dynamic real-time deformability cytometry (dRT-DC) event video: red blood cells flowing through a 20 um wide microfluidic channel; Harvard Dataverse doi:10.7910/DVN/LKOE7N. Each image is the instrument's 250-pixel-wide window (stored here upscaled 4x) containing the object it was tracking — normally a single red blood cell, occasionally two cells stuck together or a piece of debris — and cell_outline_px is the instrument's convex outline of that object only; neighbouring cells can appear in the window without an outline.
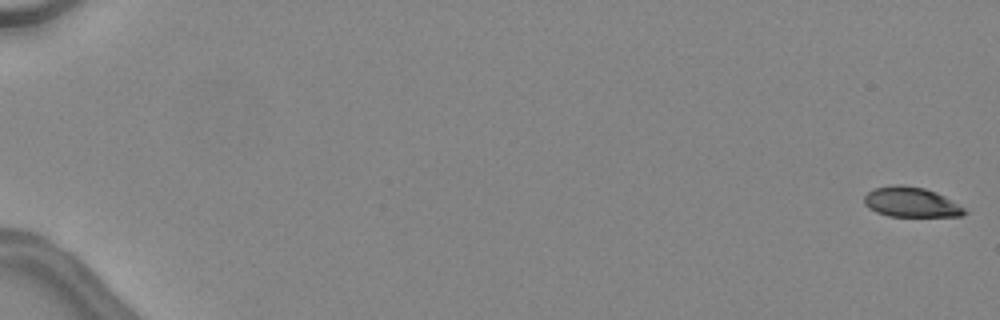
{"species": "common noctule bat (a hibernating species)", "species_latin": "Nyctalus noctula", "temperature_condition": "warm", "stored_images_in_passage": 48, "camera_frame_rate_fps": 3000, "um_per_image_px": 0.085, "animal": {"sex": "female", "body_mass_g": 24.6, "forearm_length_mm": 56.2}, "frame": {"image": 1, "passage_image": 1, "time_ms": 0.0, "image_size_px": [1000, 320], "cell_outline_px": [[968, 212], [960, 216], [888, 216], [876, 212], [868, 208], [864, 204], [864, 196], [868, 192], [876, 188], [896, 184], [900, 184], [924, 188], [936, 192], [944, 196], [964, 208]], "centroid_in_image_um": [77.42, 17.18], "position_along_channel_um": 7.6, "area_um2": 17.4}}
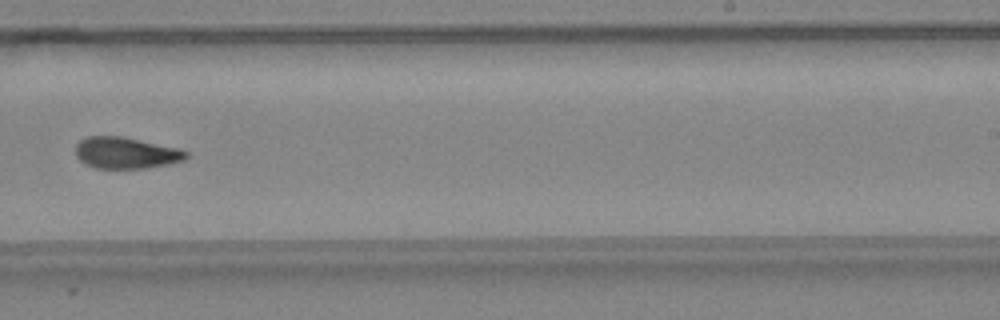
{"frame": {"image": 2, "passage_image": 33, "time_ms": 10.667, "image_size_px": [1000, 320], "cell_outline_px": [[188, 156], [184, 160], [168, 164], [144, 168], [96, 168], [80, 160], [76, 156], [76, 144], [80, 140], [88, 136], [120, 136], [180, 148], [188, 152]], "centroid_in_image_um": [10.72, 12.99], "position_along_channel_um": 278.3, "area_um2": 20.11}}
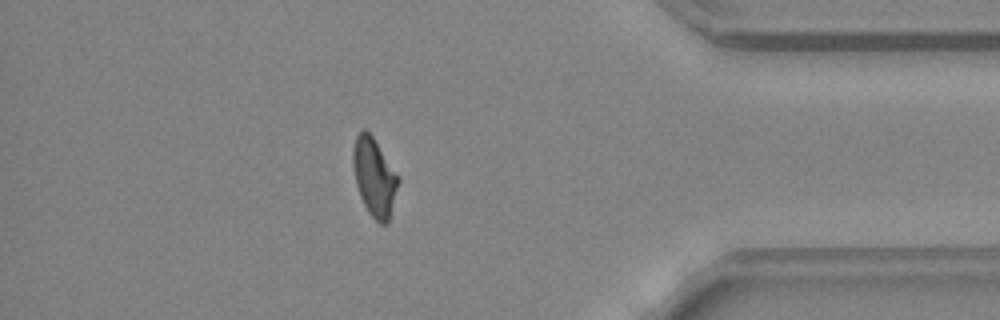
{"frame": {"image": 3, "passage_image": 43, "time_ms": 14.0, "image_size_px": [1000, 320], "cell_outline_px": [[400, 180], [388, 224], [380, 224], [368, 212], [360, 196], [356, 184], [352, 160], [352, 148], [356, 136], [364, 128], [372, 136], [400, 176]], "centroid_in_image_um": [31.83, 15.06], "position_along_channel_um": 403.4, "area_um2": 20.69}, "authors_computed_cell_mechanics": {"area_um2": 20.2589, "velocity_mm_per_s": 4.5574, "shape_relaxation_time_tau1_ms": 7.5407, "shape_relaxation_time_tau2_ms": 2.721, "deformation_change_tau1": 0.2341, "deformation_change_tau2": 0.1012}}